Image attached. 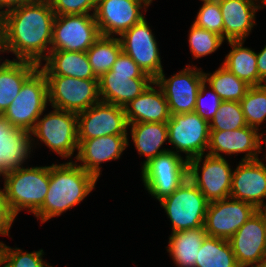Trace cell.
<instances>
[{"label": "cell", "instance_id": "obj_9", "mask_svg": "<svg viewBox=\"0 0 266 267\" xmlns=\"http://www.w3.org/2000/svg\"><path fill=\"white\" fill-rule=\"evenodd\" d=\"M141 170L145 189L160 201L188 178V161L182 155L168 151L152 158Z\"/></svg>", "mask_w": 266, "mask_h": 267}, {"label": "cell", "instance_id": "obj_20", "mask_svg": "<svg viewBox=\"0 0 266 267\" xmlns=\"http://www.w3.org/2000/svg\"><path fill=\"white\" fill-rule=\"evenodd\" d=\"M128 135H108L89 140H78L75 162L97 180L101 174V164L120 159L129 145ZM82 162V163H81Z\"/></svg>", "mask_w": 266, "mask_h": 267}, {"label": "cell", "instance_id": "obj_24", "mask_svg": "<svg viewBox=\"0 0 266 267\" xmlns=\"http://www.w3.org/2000/svg\"><path fill=\"white\" fill-rule=\"evenodd\" d=\"M124 109L128 124L140 122L166 123L171 117L164 92L155 81Z\"/></svg>", "mask_w": 266, "mask_h": 267}, {"label": "cell", "instance_id": "obj_16", "mask_svg": "<svg viewBox=\"0 0 266 267\" xmlns=\"http://www.w3.org/2000/svg\"><path fill=\"white\" fill-rule=\"evenodd\" d=\"M78 140L108 135H128L124 107L100 101L77 113Z\"/></svg>", "mask_w": 266, "mask_h": 267}, {"label": "cell", "instance_id": "obj_33", "mask_svg": "<svg viewBox=\"0 0 266 267\" xmlns=\"http://www.w3.org/2000/svg\"><path fill=\"white\" fill-rule=\"evenodd\" d=\"M240 104L247 125L260 130L266 121V84L249 87Z\"/></svg>", "mask_w": 266, "mask_h": 267}, {"label": "cell", "instance_id": "obj_38", "mask_svg": "<svg viewBox=\"0 0 266 267\" xmlns=\"http://www.w3.org/2000/svg\"><path fill=\"white\" fill-rule=\"evenodd\" d=\"M207 86L208 84L203 81L197 94L194 112L197 113L202 119L210 122L217 113L222 100L210 86ZM207 88L209 90H207ZM207 92L211 100L205 99L207 98Z\"/></svg>", "mask_w": 266, "mask_h": 267}, {"label": "cell", "instance_id": "obj_36", "mask_svg": "<svg viewBox=\"0 0 266 267\" xmlns=\"http://www.w3.org/2000/svg\"><path fill=\"white\" fill-rule=\"evenodd\" d=\"M43 255V249L24 252L17 247L12 248L4 243L2 245V263L6 267H54L42 259Z\"/></svg>", "mask_w": 266, "mask_h": 267}, {"label": "cell", "instance_id": "obj_32", "mask_svg": "<svg viewBox=\"0 0 266 267\" xmlns=\"http://www.w3.org/2000/svg\"><path fill=\"white\" fill-rule=\"evenodd\" d=\"M203 74L204 81L216 92L222 101L240 102L250 87L222 64L213 73L203 72Z\"/></svg>", "mask_w": 266, "mask_h": 267}, {"label": "cell", "instance_id": "obj_18", "mask_svg": "<svg viewBox=\"0 0 266 267\" xmlns=\"http://www.w3.org/2000/svg\"><path fill=\"white\" fill-rule=\"evenodd\" d=\"M228 241L239 267H261L266 254V224L258 210Z\"/></svg>", "mask_w": 266, "mask_h": 267}, {"label": "cell", "instance_id": "obj_19", "mask_svg": "<svg viewBox=\"0 0 266 267\" xmlns=\"http://www.w3.org/2000/svg\"><path fill=\"white\" fill-rule=\"evenodd\" d=\"M260 130L246 126L230 131H210L207 154L224 157L245 153L241 161L256 160L261 154L262 142H265V134Z\"/></svg>", "mask_w": 266, "mask_h": 267}, {"label": "cell", "instance_id": "obj_39", "mask_svg": "<svg viewBox=\"0 0 266 267\" xmlns=\"http://www.w3.org/2000/svg\"><path fill=\"white\" fill-rule=\"evenodd\" d=\"M55 15L94 14L97 0H48ZM93 13H92V12Z\"/></svg>", "mask_w": 266, "mask_h": 267}, {"label": "cell", "instance_id": "obj_12", "mask_svg": "<svg viewBox=\"0 0 266 267\" xmlns=\"http://www.w3.org/2000/svg\"><path fill=\"white\" fill-rule=\"evenodd\" d=\"M99 37L94 14L56 15L50 50L86 52Z\"/></svg>", "mask_w": 266, "mask_h": 267}, {"label": "cell", "instance_id": "obj_5", "mask_svg": "<svg viewBox=\"0 0 266 267\" xmlns=\"http://www.w3.org/2000/svg\"><path fill=\"white\" fill-rule=\"evenodd\" d=\"M31 134L33 147L37 140L63 159L71 158L79 144L77 113L54 108L38 118Z\"/></svg>", "mask_w": 266, "mask_h": 267}, {"label": "cell", "instance_id": "obj_27", "mask_svg": "<svg viewBox=\"0 0 266 267\" xmlns=\"http://www.w3.org/2000/svg\"><path fill=\"white\" fill-rule=\"evenodd\" d=\"M129 128L133 144L138 154L146 157L141 167L147 164L152 158L170 151L169 148L161 149L162 145L168 141L167 123L140 122L128 124Z\"/></svg>", "mask_w": 266, "mask_h": 267}, {"label": "cell", "instance_id": "obj_17", "mask_svg": "<svg viewBox=\"0 0 266 267\" xmlns=\"http://www.w3.org/2000/svg\"><path fill=\"white\" fill-rule=\"evenodd\" d=\"M257 210L253 205L231 197L211 201L204 223L206 234L229 240Z\"/></svg>", "mask_w": 266, "mask_h": 267}, {"label": "cell", "instance_id": "obj_10", "mask_svg": "<svg viewBox=\"0 0 266 267\" xmlns=\"http://www.w3.org/2000/svg\"><path fill=\"white\" fill-rule=\"evenodd\" d=\"M232 173L224 157L205 153L188 161V178L209 202L230 197Z\"/></svg>", "mask_w": 266, "mask_h": 267}, {"label": "cell", "instance_id": "obj_7", "mask_svg": "<svg viewBox=\"0 0 266 267\" xmlns=\"http://www.w3.org/2000/svg\"><path fill=\"white\" fill-rule=\"evenodd\" d=\"M159 202L170 219L172 233L204 227L209 201L189 178Z\"/></svg>", "mask_w": 266, "mask_h": 267}, {"label": "cell", "instance_id": "obj_28", "mask_svg": "<svg viewBox=\"0 0 266 267\" xmlns=\"http://www.w3.org/2000/svg\"><path fill=\"white\" fill-rule=\"evenodd\" d=\"M206 236L204 227L172 233L166 250L174 264L177 267H195L198 251Z\"/></svg>", "mask_w": 266, "mask_h": 267}, {"label": "cell", "instance_id": "obj_15", "mask_svg": "<svg viewBox=\"0 0 266 267\" xmlns=\"http://www.w3.org/2000/svg\"><path fill=\"white\" fill-rule=\"evenodd\" d=\"M150 5L147 0H97L94 16L100 35L120 36L145 17Z\"/></svg>", "mask_w": 266, "mask_h": 267}, {"label": "cell", "instance_id": "obj_2", "mask_svg": "<svg viewBox=\"0 0 266 267\" xmlns=\"http://www.w3.org/2000/svg\"><path fill=\"white\" fill-rule=\"evenodd\" d=\"M72 159L49 166V189L43 205L34 214L41 224L80 204L95 188L97 179Z\"/></svg>", "mask_w": 266, "mask_h": 267}, {"label": "cell", "instance_id": "obj_14", "mask_svg": "<svg viewBox=\"0 0 266 267\" xmlns=\"http://www.w3.org/2000/svg\"><path fill=\"white\" fill-rule=\"evenodd\" d=\"M119 39L122 51L153 80L164 71L156 38L145 17L123 32Z\"/></svg>", "mask_w": 266, "mask_h": 267}, {"label": "cell", "instance_id": "obj_26", "mask_svg": "<svg viewBox=\"0 0 266 267\" xmlns=\"http://www.w3.org/2000/svg\"><path fill=\"white\" fill-rule=\"evenodd\" d=\"M39 68L26 60L5 59L0 63V115L18 96L24 82Z\"/></svg>", "mask_w": 266, "mask_h": 267}, {"label": "cell", "instance_id": "obj_31", "mask_svg": "<svg viewBox=\"0 0 266 267\" xmlns=\"http://www.w3.org/2000/svg\"><path fill=\"white\" fill-rule=\"evenodd\" d=\"M121 52L122 45L119 37L100 35L86 51L95 76L100 78L110 71Z\"/></svg>", "mask_w": 266, "mask_h": 267}, {"label": "cell", "instance_id": "obj_49", "mask_svg": "<svg viewBox=\"0 0 266 267\" xmlns=\"http://www.w3.org/2000/svg\"><path fill=\"white\" fill-rule=\"evenodd\" d=\"M265 135H266V134H265ZM264 143H265V146H266V136H265V142H264ZM263 156H265V158H264V159L266 160V154H265V155H263Z\"/></svg>", "mask_w": 266, "mask_h": 267}, {"label": "cell", "instance_id": "obj_8", "mask_svg": "<svg viewBox=\"0 0 266 267\" xmlns=\"http://www.w3.org/2000/svg\"><path fill=\"white\" fill-rule=\"evenodd\" d=\"M45 76L48 82V103L52 108L79 113L101 101L98 79Z\"/></svg>", "mask_w": 266, "mask_h": 267}, {"label": "cell", "instance_id": "obj_3", "mask_svg": "<svg viewBox=\"0 0 266 267\" xmlns=\"http://www.w3.org/2000/svg\"><path fill=\"white\" fill-rule=\"evenodd\" d=\"M2 176L12 215L16 218L22 210L35 214L43 205L49 189V166L21 167Z\"/></svg>", "mask_w": 266, "mask_h": 267}, {"label": "cell", "instance_id": "obj_29", "mask_svg": "<svg viewBox=\"0 0 266 267\" xmlns=\"http://www.w3.org/2000/svg\"><path fill=\"white\" fill-rule=\"evenodd\" d=\"M227 42L232 49L221 64L250 87L264 85L257 70L256 52L244 47L243 40Z\"/></svg>", "mask_w": 266, "mask_h": 267}, {"label": "cell", "instance_id": "obj_40", "mask_svg": "<svg viewBox=\"0 0 266 267\" xmlns=\"http://www.w3.org/2000/svg\"><path fill=\"white\" fill-rule=\"evenodd\" d=\"M14 220L15 217L8 207L4 189L0 188V235L10 236L9 231Z\"/></svg>", "mask_w": 266, "mask_h": 267}, {"label": "cell", "instance_id": "obj_45", "mask_svg": "<svg viewBox=\"0 0 266 267\" xmlns=\"http://www.w3.org/2000/svg\"><path fill=\"white\" fill-rule=\"evenodd\" d=\"M258 2L262 8H264L266 6V0H258Z\"/></svg>", "mask_w": 266, "mask_h": 267}, {"label": "cell", "instance_id": "obj_50", "mask_svg": "<svg viewBox=\"0 0 266 267\" xmlns=\"http://www.w3.org/2000/svg\"><path fill=\"white\" fill-rule=\"evenodd\" d=\"M2 265H3V266H2ZM0 267H6V266L1 262Z\"/></svg>", "mask_w": 266, "mask_h": 267}, {"label": "cell", "instance_id": "obj_6", "mask_svg": "<svg viewBox=\"0 0 266 267\" xmlns=\"http://www.w3.org/2000/svg\"><path fill=\"white\" fill-rule=\"evenodd\" d=\"M48 105V82L38 68L24 82L18 96L2 115L14 128L31 132Z\"/></svg>", "mask_w": 266, "mask_h": 267}, {"label": "cell", "instance_id": "obj_13", "mask_svg": "<svg viewBox=\"0 0 266 267\" xmlns=\"http://www.w3.org/2000/svg\"><path fill=\"white\" fill-rule=\"evenodd\" d=\"M185 68L169 78L162 72L154 81L161 87L168 102L170 114L194 112L197 94L204 81L202 68L196 65Z\"/></svg>", "mask_w": 266, "mask_h": 267}, {"label": "cell", "instance_id": "obj_35", "mask_svg": "<svg viewBox=\"0 0 266 267\" xmlns=\"http://www.w3.org/2000/svg\"><path fill=\"white\" fill-rule=\"evenodd\" d=\"M188 35L189 48L194 59L214 53L224 42L221 36L198 27L194 23L191 25Z\"/></svg>", "mask_w": 266, "mask_h": 267}, {"label": "cell", "instance_id": "obj_11", "mask_svg": "<svg viewBox=\"0 0 266 267\" xmlns=\"http://www.w3.org/2000/svg\"><path fill=\"white\" fill-rule=\"evenodd\" d=\"M166 123L168 143L176 149L170 151L179 155L185 153L187 161L207 152L210 124L197 113L173 114Z\"/></svg>", "mask_w": 266, "mask_h": 267}, {"label": "cell", "instance_id": "obj_4", "mask_svg": "<svg viewBox=\"0 0 266 267\" xmlns=\"http://www.w3.org/2000/svg\"><path fill=\"white\" fill-rule=\"evenodd\" d=\"M153 81L129 55L122 51L112 69L98 78L100 100L125 108Z\"/></svg>", "mask_w": 266, "mask_h": 267}, {"label": "cell", "instance_id": "obj_42", "mask_svg": "<svg viewBox=\"0 0 266 267\" xmlns=\"http://www.w3.org/2000/svg\"><path fill=\"white\" fill-rule=\"evenodd\" d=\"M34 1H37V0H0V10L4 12L13 7L24 5L27 3L34 2Z\"/></svg>", "mask_w": 266, "mask_h": 267}, {"label": "cell", "instance_id": "obj_44", "mask_svg": "<svg viewBox=\"0 0 266 267\" xmlns=\"http://www.w3.org/2000/svg\"><path fill=\"white\" fill-rule=\"evenodd\" d=\"M258 212L263 216L266 224V203H264L259 209Z\"/></svg>", "mask_w": 266, "mask_h": 267}, {"label": "cell", "instance_id": "obj_47", "mask_svg": "<svg viewBox=\"0 0 266 267\" xmlns=\"http://www.w3.org/2000/svg\"><path fill=\"white\" fill-rule=\"evenodd\" d=\"M261 267H266V254H265L264 258H263V262H262Z\"/></svg>", "mask_w": 266, "mask_h": 267}, {"label": "cell", "instance_id": "obj_1", "mask_svg": "<svg viewBox=\"0 0 266 267\" xmlns=\"http://www.w3.org/2000/svg\"><path fill=\"white\" fill-rule=\"evenodd\" d=\"M55 17L48 0L4 11V52H12L15 60L42 64L51 49Z\"/></svg>", "mask_w": 266, "mask_h": 267}, {"label": "cell", "instance_id": "obj_48", "mask_svg": "<svg viewBox=\"0 0 266 267\" xmlns=\"http://www.w3.org/2000/svg\"><path fill=\"white\" fill-rule=\"evenodd\" d=\"M202 2H208V1H218V0H201Z\"/></svg>", "mask_w": 266, "mask_h": 267}, {"label": "cell", "instance_id": "obj_41", "mask_svg": "<svg viewBox=\"0 0 266 267\" xmlns=\"http://www.w3.org/2000/svg\"><path fill=\"white\" fill-rule=\"evenodd\" d=\"M256 59L259 77L266 84V45L260 52L256 53Z\"/></svg>", "mask_w": 266, "mask_h": 267}, {"label": "cell", "instance_id": "obj_23", "mask_svg": "<svg viewBox=\"0 0 266 267\" xmlns=\"http://www.w3.org/2000/svg\"><path fill=\"white\" fill-rule=\"evenodd\" d=\"M224 25V40L246 41L254 26L256 12L263 9L258 0H218Z\"/></svg>", "mask_w": 266, "mask_h": 267}, {"label": "cell", "instance_id": "obj_22", "mask_svg": "<svg viewBox=\"0 0 266 267\" xmlns=\"http://www.w3.org/2000/svg\"><path fill=\"white\" fill-rule=\"evenodd\" d=\"M32 147L31 132L14 128L0 115V176L23 167Z\"/></svg>", "mask_w": 266, "mask_h": 267}, {"label": "cell", "instance_id": "obj_34", "mask_svg": "<svg viewBox=\"0 0 266 267\" xmlns=\"http://www.w3.org/2000/svg\"><path fill=\"white\" fill-rule=\"evenodd\" d=\"M209 124L210 131H230L247 126L241 104L236 101H222Z\"/></svg>", "mask_w": 266, "mask_h": 267}, {"label": "cell", "instance_id": "obj_43", "mask_svg": "<svg viewBox=\"0 0 266 267\" xmlns=\"http://www.w3.org/2000/svg\"><path fill=\"white\" fill-rule=\"evenodd\" d=\"M4 12L0 10V54L4 53Z\"/></svg>", "mask_w": 266, "mask_h": 267}, {"label": "cell", "instance_id": "obj_30", "mask_svg": "<svg viewBox=\"0 0 266 267\" xmlns=\"http://www.w3.org/2000/svg\"><path fill=\"white\" fill-rule=\"evenodd\" d=\"M195 267H239L227 239L206 236L198 251Z\"/></svg>", "mask_w": 266, "mask_h": 267}, {"label": "cell", "instance_id": "obj_21", "mask_svg": "<svg viewBox=\"0 0 266 267\" xmlns=\"http://www.w3.org/2000/svg\"><path fill=\"white\" fill-rule=\"evenodd\" d=\"M230 197L259 209L266 199V165L261 159L239 161L233 169Z\"/></svg>", "mask_w": 266, "mask_h": 267}, {"label": "cell", "instance_id": "obj_25", "mask_svg": "<svg viewBox=\"0 0 266 267\" xmlns=\"http://www.w3.org/2000/svg\"><path fill=\"white\" fill-rule=\"evenodd\" d=\"M43 61L45 62L44 65L39 64V68L45 75L98 79L89 63L86 52L50 50Z\"/></svg>", "mask_w": 266, "mask_h": 267}, {"label": "cell", "instance_id": "obj_46", "mask_svg": "<svg viewBox=\"0 0 266 267\" xmlns=\"http://www.w3.org/2000/svg\"><path fill=\"white\" fill-rule=\"evenodd\" d=\"M2 245H3V242L0 241V264L2 262Z\"/></svg>", "mask_w": 266, "mask_h": 267}, {"label": "cell", "instance_id": "obj_37", "mask_svg": "<svg viewBox=\"0 0 266 267\" xmlns=\"http://www.w3.org/2000/svg\"><path fill=\"white\" fill-rule=\"evenodd\" d=\"M193 23L224 39V25L219 1L203 2Z\"/></svg>", "mask_w": 266, "mask_h": 267}]
</instances>
